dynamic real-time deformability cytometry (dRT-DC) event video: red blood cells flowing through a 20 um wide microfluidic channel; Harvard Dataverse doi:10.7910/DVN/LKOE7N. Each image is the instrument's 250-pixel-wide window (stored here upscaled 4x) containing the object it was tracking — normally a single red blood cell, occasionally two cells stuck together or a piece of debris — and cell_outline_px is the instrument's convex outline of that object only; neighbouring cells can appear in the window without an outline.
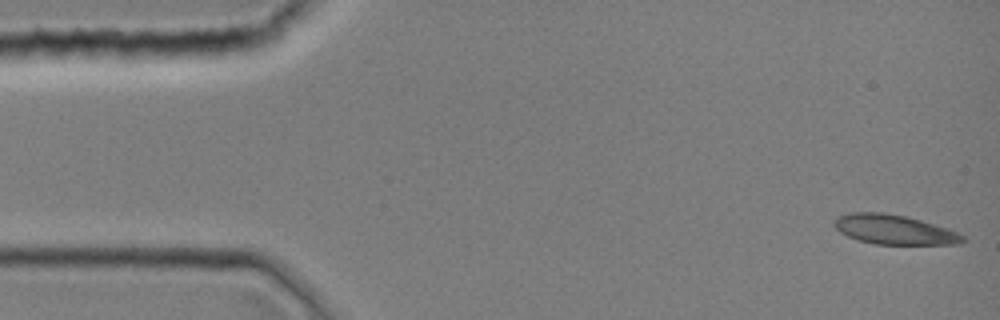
{"species": "common noctule bat (a hibernating species)", "species_latin": "Nyctalus noctula", "temperature_condition": "room temperature", "stored_images_in_passage": 20, "camera_frame_rate_fps": 3000, "um_per_image_px": 0.085, "animal": {"sex": "female", "body_mass_g": 19.0, "forearm_length_mm": 51.5}, "frame": {"image": 1, "passage_image": 1, "time_ms": 0.0, "image_size_px": [1000, 320], "cell_outline_px": [[968, 240], [960, 244], [876, 244], [860, 240], [848, 236], [840, 232], [832, 224], [832, 220], [836, 216], [848, 212], [884, 212], [908, 216], [956, 232], [964, 236]], "centroid_in_image_um": [75.95, 19.5], "position_along_channel_um": 9.0, "area_um2": 22.2}}
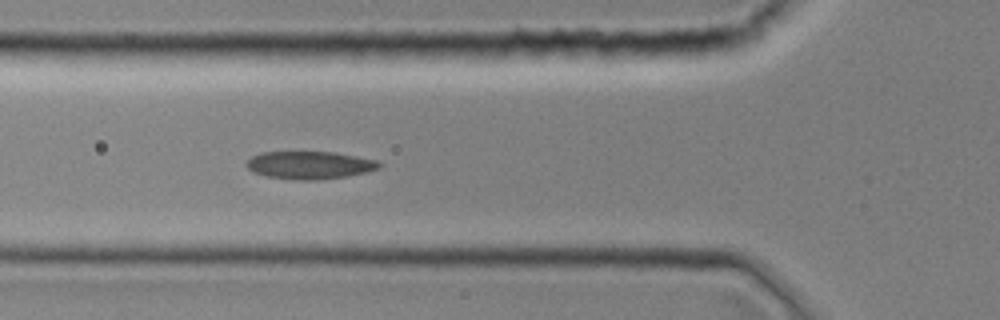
{"frame": {"image": 2, "passage_image": 15, "time_ms": 4.667, "image_size_px": [1000, 320], "cell_outline_px": [[384, 164], [380, 168], [348, 176], [316, 180], [296, 180], [268, 176], [252, 172], [244, 164], [252, 156], [260, 152], [336, 152], [380, 160]], "centroid_in_image_um": [26.36, 14.02], "position_along_channel_um": 99.4, "area_um2": 21.68}}
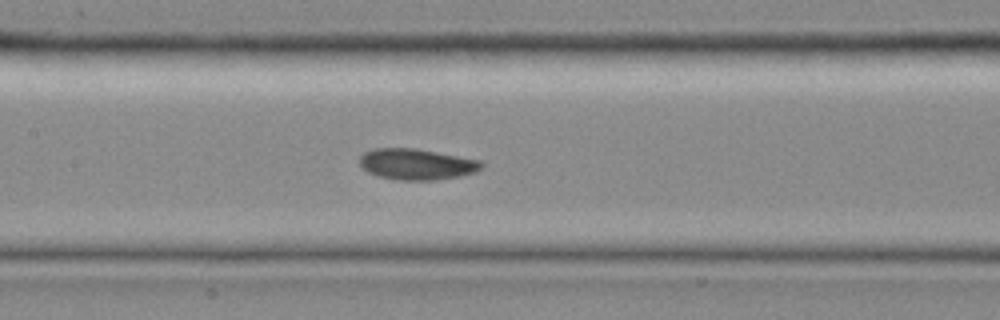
{"frame": {"image": 3, "passage_image": 20, "time_ms": 6.333, "image_size_px": [1000, 320], "cell_outline_px": [[484, 164], [476, 172], [460, 176], [436, 180], [396, 180], [380, 176], [368, 172], [360, 164], [360, 156], [364, 152], [372, 148], [416, 148], [480, 160]], "centroid_in_image_um": [35.41, 13.95], "position_along_channel_um": 172.0, "area_um2": 22.02}}